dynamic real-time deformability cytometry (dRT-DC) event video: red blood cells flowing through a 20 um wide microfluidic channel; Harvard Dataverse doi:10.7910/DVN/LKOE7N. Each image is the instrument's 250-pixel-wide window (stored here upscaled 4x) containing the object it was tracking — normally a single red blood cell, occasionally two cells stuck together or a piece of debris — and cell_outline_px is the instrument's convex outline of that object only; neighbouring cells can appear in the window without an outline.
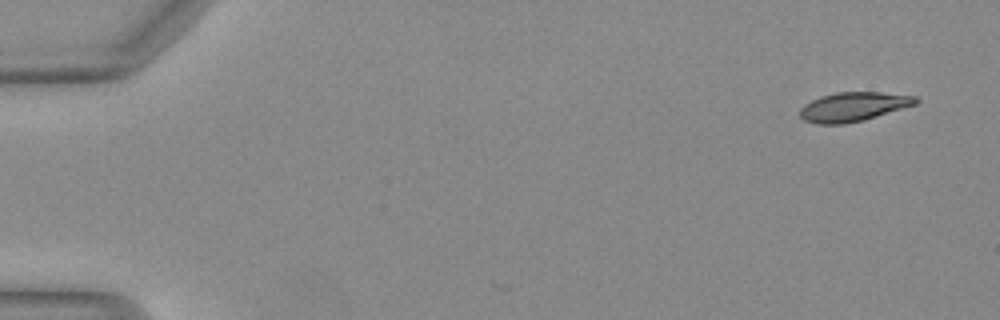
{"species": "Egyptian fruit bat (a non-hibernating species)", "species_latin": "Rousettus aegyptiacus", "temperature_condition": "warm", "stored_images_in_passage": 49, "camera_frame_rate_fps": 3000, "um_per_image_px": 0.085, "animal": {"sex": "female"}, "frame": {"image": 1, "passage_image": 1, "time_ms": 0.0, "image_size_px": [1000, 320], "cell_outline_px": [[920, 100], [916, 104], [864, 120], [844, 124], [816, 124], [804, 120], [800, 116], [800, 108], [804, 104], [820, 96], [836, 92], [880, 92], [916, 96]], "centroid_in_image_um": [72.52, 9.07], "position_along_channel_um": 12.5, "area_um2": 19.71}}
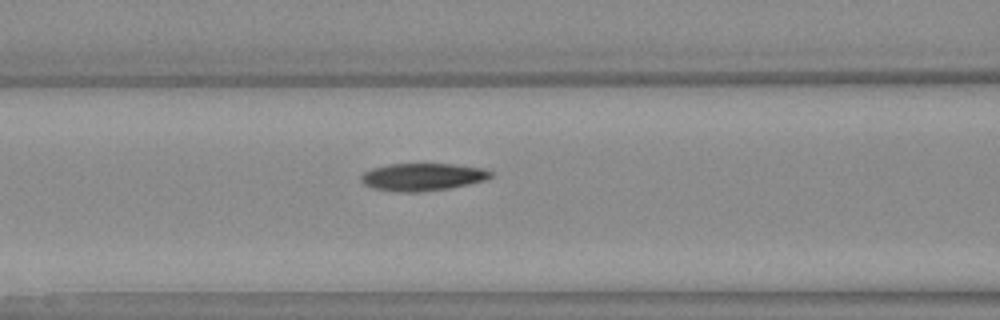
{"frame": {"image": 2, "passage_image": 20, "time_ms": 6.333, "image_size_px": [1000, 320], "cell_outline_px": [[496, 176], [488, 180], [448, 188], [416, 192], [400, 192], [376, 188], [364, 184], [360, 180], [360, 176], [364, 172], [372, 168], [388, 164], [452, 164], [484, 168], [492, 172]], "centroid_in_image_um": [35.97, 15.03], "position_along_channel_um": 130.6, "area_um2": 20.81}}
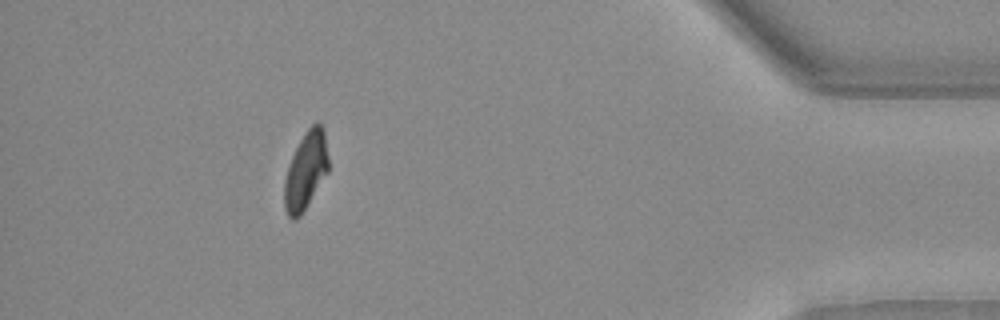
{"frame": {"image": 3, "passage_image": 44, "time_ms": 14.333, "image_size_px": [1000, 320], "cell_outline_px": [[328, 172], [300, 216], [296, 220], [292, 220], [288, 216], [284, 208], [284, 180], [292, 156], [300, 140], [308, 128], [316, 120], [320, 124], [324, 132], [328, 156]], "centroid_in_image_um": [25.98, 14.53], "position_along_channel_um": 409.2, "area_um2": 19.77}, "authors_computed_cell_mechanics": {"area_um2": 20.6346, "velocity_mm_per_s": 4.1147, "shape_relaxation_time_tau1_ms": 8.2111, "shape_relaxation_time_tau2_ms": 2.0947, "deformation_change_tau1": 0.2389, "deformation_change_tau2": 0.0802}}